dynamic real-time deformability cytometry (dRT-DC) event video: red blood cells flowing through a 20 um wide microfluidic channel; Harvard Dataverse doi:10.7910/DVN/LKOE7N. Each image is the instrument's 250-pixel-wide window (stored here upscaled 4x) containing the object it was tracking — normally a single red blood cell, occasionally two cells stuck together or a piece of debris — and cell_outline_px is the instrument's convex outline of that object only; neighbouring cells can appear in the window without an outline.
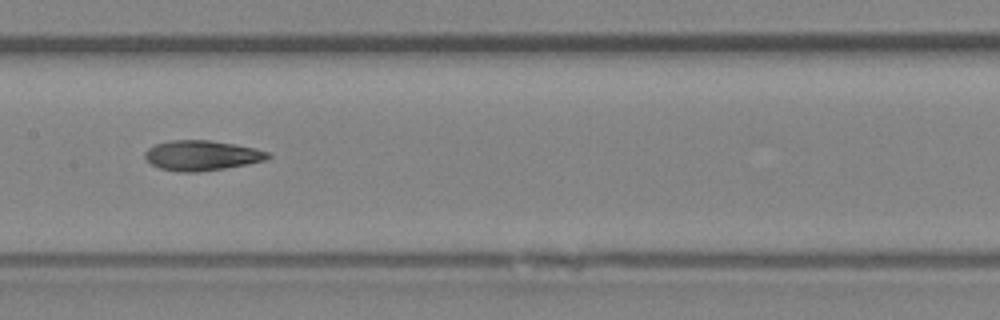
{"species": "Egyptian fruit bat (a non-hibernating species)", "species_latin": "Rousettus aegyptiacus", "temperature_condition": "room temperature", "stored_images_in_passage": 29, "camera_frame_rate_fps": 3000, "um_per_image_px": 0.085, "animal": {"sex": "female"}, "frame": {"image": 1, "passage_image": 9, "time_ms": 2.667, "image_size_px": [1000, 320], "cell_outline_px": [[272, 156], [264, 160], [248, 164], [224, 168], [196, 172], [180, 172], [160, 168], [152, 164], [144, 156], [144, 152], [148, 148], [156, 144], [168, 140], [208, 140], [256, 148], [268, 152]], "centroid_in_image_um": [17.14, 13.21], "position_along_channel_um": 190.3, "area_um2": 21.39}}